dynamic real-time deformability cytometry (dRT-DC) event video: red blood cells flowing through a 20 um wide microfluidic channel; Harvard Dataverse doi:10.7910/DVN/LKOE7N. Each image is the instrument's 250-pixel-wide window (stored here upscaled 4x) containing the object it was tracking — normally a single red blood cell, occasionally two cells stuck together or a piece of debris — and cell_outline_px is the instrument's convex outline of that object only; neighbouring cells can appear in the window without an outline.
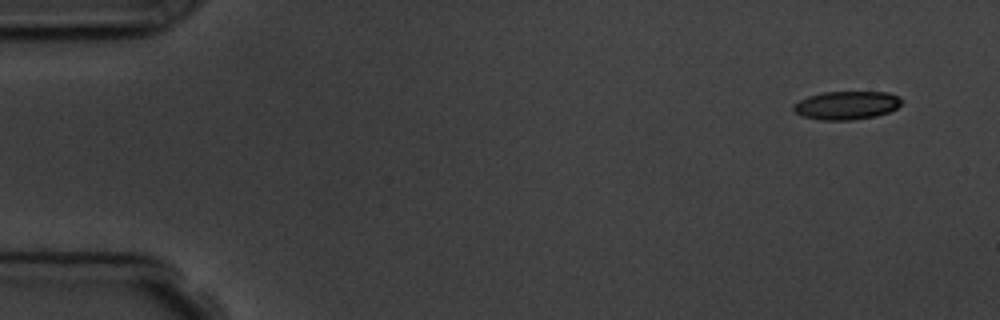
{"species": "common noctule bat (a hibernating species)", "species_latin": "Nyctalus noctula", "temperature_condition": "room temperature", "stored_images_in_passage": 10, "camera_frame_rate_fps": 3000, "um_per_image_px": 0.085, "animal": {"sex": "male", "body_mass_g": 19.5, "forearm_length_mm": 54.6}, "frame": {"image": 1, "passage_image": 1, "time_ms": 0.0, "image_size_px": [1000, 320], "cell_outline_px": [[904, 100], [896, 108], [888, 112], [876, 116], [852, 120], [820, 120], [804, 116], [796, 112], [792, 108], [792, 104], [808, 96], [824, 92], [888, 92], [900, 96]], "centroid_in_image_um": [71.98, 8.94], "position_along_channel_um": 13.0, "area_um2": 17.92}}
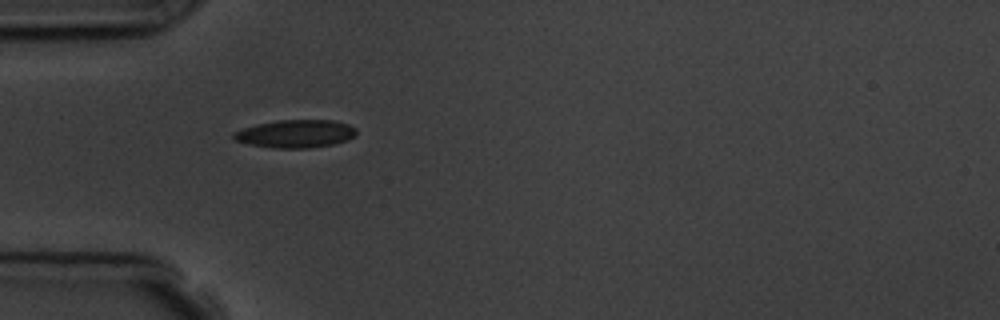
{"frame": {"image": 2, "passage_image": 5, "time_ms": 4.333, "image_size_px": [1000, 320], "cell_outline_px": [[356, 136], [348, 140], [332, 144], [308, 148], [272, 148], [248, 144], [236, 140], [232, 136], [236, 132], [244, 128], [276, 120], [332, 120], [348, 124], [356, 128]], "centroid_in_image_um": [25.17, 11.37], "position_along_channel_um": 59.8, "area_um2": 19.83}}
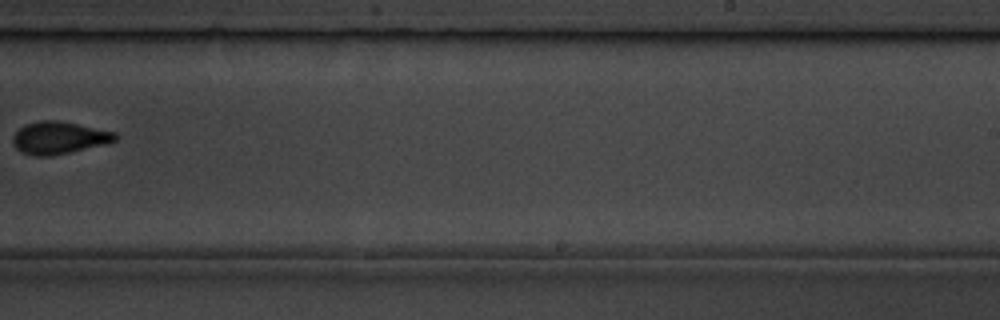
{"frame": {"image": 3, "passage_image": 10, "time_ms": 10.333, "image_size_px": [1000, 320], "cell_outline_px": [[120, 136], [116, 140], [104, 144], [52, 156], [32, 156], [20, 152], [16, 148], [12, 140], [12, 136], [24, 124], [40, 120], [60, 120], [116, 132]], "centroid_in_image_um": [5.0, 11.7], "position_along_channel_um": 284.0, "area_um2": 19.48}}